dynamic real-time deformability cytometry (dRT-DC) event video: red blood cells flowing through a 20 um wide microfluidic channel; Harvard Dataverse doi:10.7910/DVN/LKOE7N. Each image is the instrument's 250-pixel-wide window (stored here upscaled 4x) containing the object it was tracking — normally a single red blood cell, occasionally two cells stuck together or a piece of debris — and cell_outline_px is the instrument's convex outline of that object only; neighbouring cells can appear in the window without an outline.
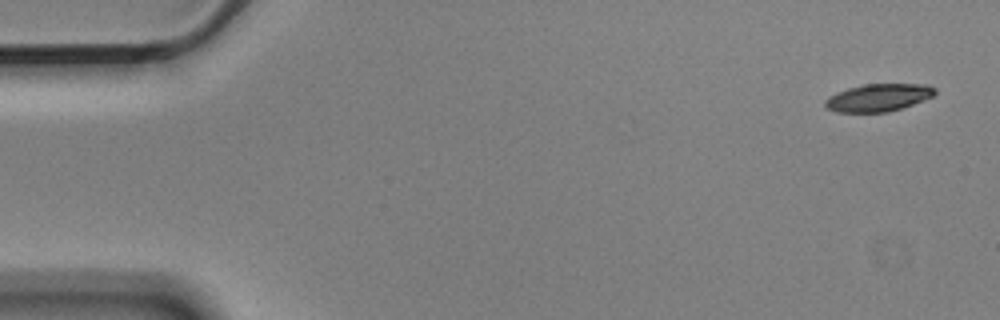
{"species": "Egyptian fruit bat (a non-hibernating species)", "species_latin": "Rousettus aegyptiacus", "temperature_condition": "cold", "stored_images_in_passage": 5, "camera_frame_rate_fps": 3000, "um_per_image_px": 0.085, "animal": {"sex": "male"}, "frame": {"image": 1, "passage_image": 1, "time_ms": 0.0, "image_size_px": [1000, 320], "cell_outline_px": [[936, 92], [932, 96], [924, 100], [888, 112], [836, 112], [828, 108], [824, 104], [824, 100], [828, 96], [836, 92], [848, 88], [864, 84], [928, 84], [936, 88]], "centroid_in_image_um": [74.65, 8.29], "position_along_channel_um": 10.4, "area_um2": 17.63}}
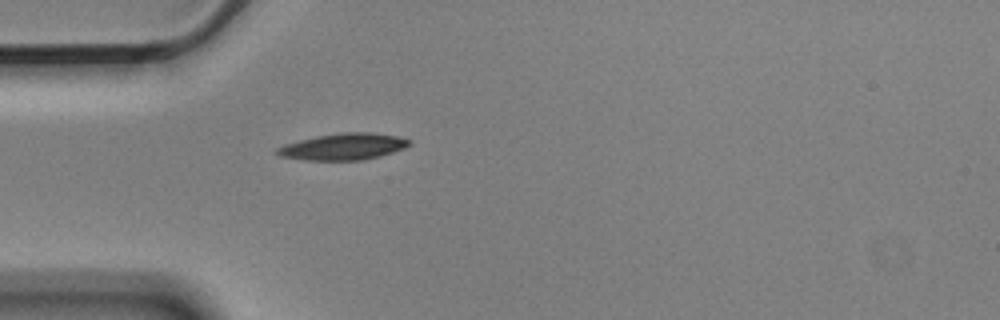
{"frame": {"image": 2, "passage_image": 5, "time_ms": 1.333, "image_size_px": [1000, 320], "cell_outline_px": [[408, 144], [404, 148], [380, 156], [364, 160], [304, 160], [280, 156], [276, 152], [276, 148], [284, 144], [316, 136], [340, 132], [372, 132], [396, 136], [408, 140]], "centroid_in_image_um": [29.14, 12.46], "position_along_channel_um": 55.9, "area_um2": 20.29}}